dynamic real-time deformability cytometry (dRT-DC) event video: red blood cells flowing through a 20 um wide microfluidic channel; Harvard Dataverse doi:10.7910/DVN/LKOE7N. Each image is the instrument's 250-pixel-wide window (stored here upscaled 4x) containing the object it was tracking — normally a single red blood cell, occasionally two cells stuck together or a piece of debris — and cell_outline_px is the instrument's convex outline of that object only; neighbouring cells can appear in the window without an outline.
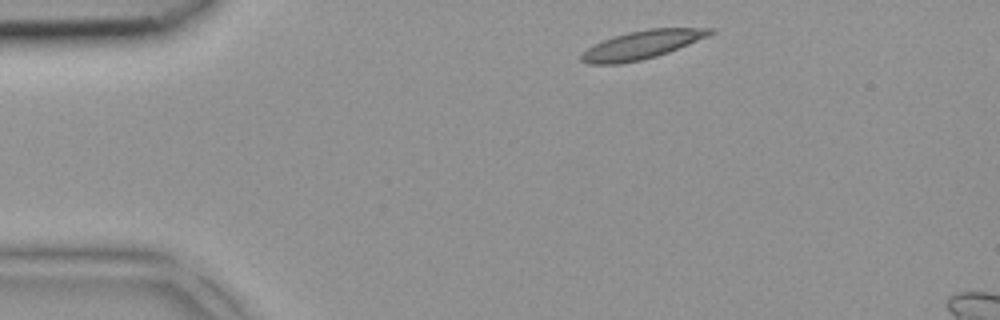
{"species": "common noctule bat (a hibernating species)", "species_latin": "Nyctalus noctula", "temperature_condition": "room temperature", "stored_images_in_passage": 4, "segment_of_instrument_passage": [2, 2], "camera_frame_rate_fps": 3000, "um_per_image_px": 0.085, "animal": {"sex": "female", "body_mass_g": 18.4}, "frame": {"image": 1, "passage_image": 4, "time_ms": 1.0, "image_size_px": [1000, 320], "cell_outline_px": [[716, 32], [708, 36], [668, 52], [656, 56], [640, 60], [620, 64], [588, 64], [580, 60], [580, 56], [592, 44], [612, 36], [628, 32], [648, 28], [716, 28]], "centroid_in_image_um": [54.54, 3.8], "position_along_channel_um": 30.5, "area_um2": 21.27}}